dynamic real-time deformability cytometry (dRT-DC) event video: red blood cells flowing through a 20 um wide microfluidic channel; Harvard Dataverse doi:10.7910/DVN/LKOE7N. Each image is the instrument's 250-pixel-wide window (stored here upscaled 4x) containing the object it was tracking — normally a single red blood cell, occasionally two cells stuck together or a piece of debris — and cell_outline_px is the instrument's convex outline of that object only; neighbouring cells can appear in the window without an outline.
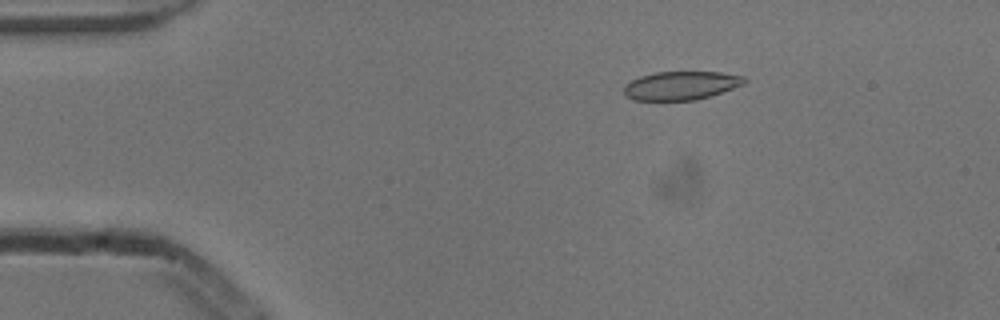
{"species": "common noctule bat (a hibernating species)", "species_latin": "Nyctalus noctula", "temperature_condition": "cold", "stored_images_in_passage": 5, "camera_frame_rate_fps": 3000, "um_per_image_px": 0.085, "animal": {"sex": "male", "body_mass_g": 13.3}, "frame": {"image": 1, "passage_image": 3, "time_ms": 0.667, "image_size_px": [1000, 320], "cell_outline_px": [[748, 80], [744, 84], [696, 100], [632, 100], [624, 96], [624, 84], [640, 76], [656, 72], [720, 72], [744, 76]], "centroid_in_image_um": [57.85, 7.27], "position_along_channel_um": 27.1, "area_um2": 20.0}}
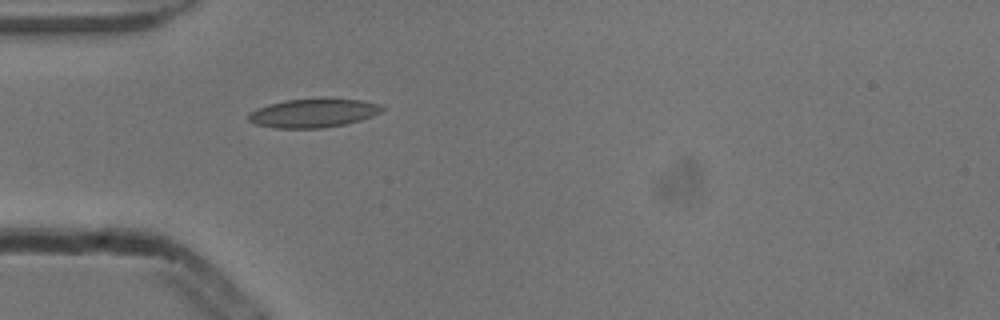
{"frame": {"image": 2, "passage_image": 5, "time_ms": 1.333, "image_size_px": [1000, 320], "cell_outline_px": [[384, 108], [380, 112], [372, 116], [360, 120], [344, 124], [324, 128], [276, 128], [256, 124], [248, 120], [248, 112], [256, 108], [268, 104], [284, 100], [328, 96], [364, 100], [380, 104]], "centroid_in_image_um": [26.64, 9.57], "position_along_channel_um": 58.4, "area_um2": 23.12}}